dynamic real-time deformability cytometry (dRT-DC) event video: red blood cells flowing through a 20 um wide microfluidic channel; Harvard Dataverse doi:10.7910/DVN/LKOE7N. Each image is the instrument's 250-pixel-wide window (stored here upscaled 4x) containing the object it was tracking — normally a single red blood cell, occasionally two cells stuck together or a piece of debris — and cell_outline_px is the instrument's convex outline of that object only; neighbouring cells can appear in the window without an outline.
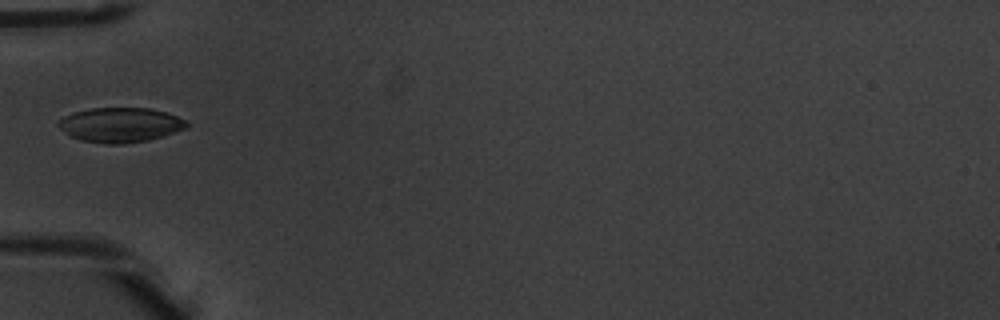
{"species": "common noctule bat (a hibernating species)", "species_latin": "Nyctalus noctula", "temperature_condition": "warm", "stored_images_in_passage": 2, "camera_frame_rate_fps": 3000, "um_per_image_px": 0.085, "animal": {"sex": "male", "body_mass_g": 20.1, "forearm_length_mm": 53.5}, "frame": {"image": 1, "passage_image": 2, "time_ms": 0.333, "image_size_px": [1000, 320], "cell_outline_px": [[188, 124], [184, 128], [164, 136], [148, 140], [124, 144], [104, 144], [80, 140], [72, 136], [60, 128], [56, 124], [56, 120], [72, 112], [92, 108], [148, 108], [168, 112], [184, 120]], "centroid_in_image_um": [10.18, 10.61], "position_along_channel_um": 74.8, "area_um2": 25.95}}